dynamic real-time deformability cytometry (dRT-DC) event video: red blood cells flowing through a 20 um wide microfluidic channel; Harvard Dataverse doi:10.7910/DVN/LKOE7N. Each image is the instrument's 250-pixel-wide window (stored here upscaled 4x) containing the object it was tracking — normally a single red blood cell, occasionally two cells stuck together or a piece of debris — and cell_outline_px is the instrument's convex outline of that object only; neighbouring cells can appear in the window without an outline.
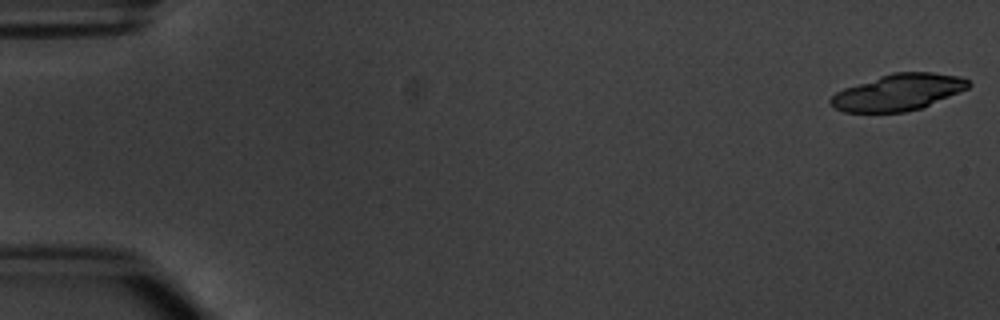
{"species": "common noctule bat (a hibernating species)", "species_latin": "Nyctalus noctula", "temperature_condition": "warm", "stored_images_in_passage": 7, "camera_frame_rate_fps": 3000, "um_per_image_px": 0.085, "animal": {"sex": "male", "body_mass_g": 20.1, "forearm_length_mm": 53.5}, "frame": {"image": 1, "passage_image": 1, "time_ms": 0.0, "image_size_px": [1000, 320], "cell_outline_px": [[972, 84], [968, 88], [920, 108], [904, 112], [844, 112], [836, 108], [828, 100], [836, 92], [844, 88], [892, 72], [932, 72], [960, 76], [968, 80]], "centroid_in_image_um": [76.34, 7.83], "position_along_channel_um": 8.7, "area_um2": 28.96}}